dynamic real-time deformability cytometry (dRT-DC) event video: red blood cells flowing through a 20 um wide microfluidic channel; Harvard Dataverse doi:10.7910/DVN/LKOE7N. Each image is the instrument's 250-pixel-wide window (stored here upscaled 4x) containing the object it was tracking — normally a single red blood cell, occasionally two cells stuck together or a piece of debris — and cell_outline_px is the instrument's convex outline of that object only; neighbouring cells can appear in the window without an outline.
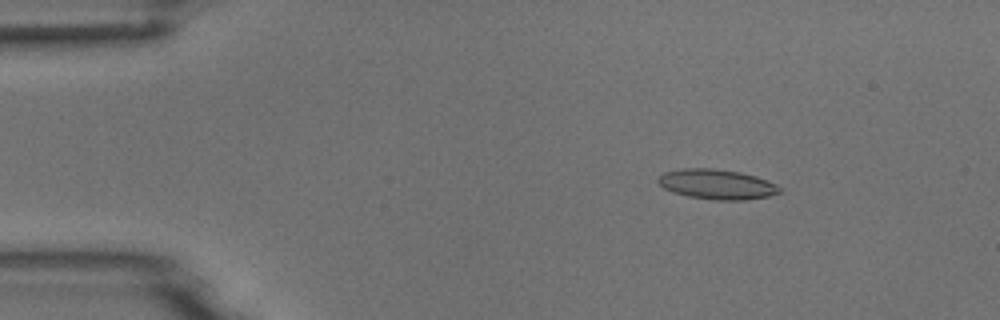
{"species": "common noctule bat (a hibernating species)", "species_latin": "Nyctalus noctula", "temperature_condition": "room temperature", "stored_images_in_passage": 5, "camera_frame_rate_fps": 3000, "um_per_image_px": 0.085, "animal": {"sex": "male", "body_mass_g": 18.8}, "frame": {"image": 1, "passage_image": 3, "time_ms": 2.333, "image_size_px": [1000, 320], "cell_outline_px": [[780, 192], [768, 196], [744, 200], [716, 200], [688, 196], [672, 192], [664, 188], [656, 180], [664, 172], [680, 168], [712, 168], [740, 172], [756, 176], [768, 180], [776, 184], [780, 188]], "centroid_in_image_um": [60.92, 15.66], "position_along_channel_um": 24.1, "area_um2": 21.21}}